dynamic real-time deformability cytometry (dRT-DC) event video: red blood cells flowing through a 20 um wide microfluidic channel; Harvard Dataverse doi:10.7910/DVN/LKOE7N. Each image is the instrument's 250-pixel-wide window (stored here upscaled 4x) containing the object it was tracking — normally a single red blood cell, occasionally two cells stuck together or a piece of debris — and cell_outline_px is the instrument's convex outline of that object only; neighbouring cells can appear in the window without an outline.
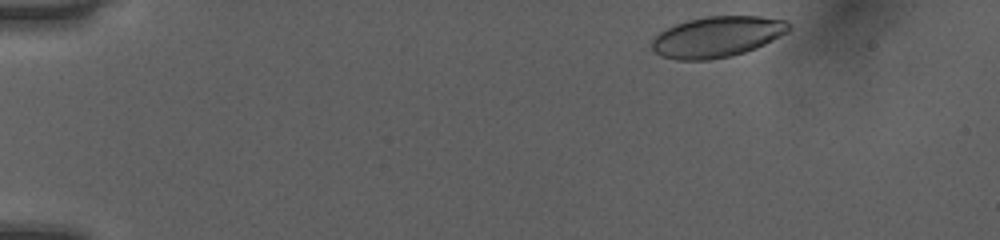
{"species": "human", "species_latin": "Homo sapiens", "temperature_condition": "room temperature", "stored_images_in_passage": 42, "camera_frame_rate_fps": 3000, "um_per_image_px": 0.085, "donor": {"sex": "female"}, "frame": {"image": 1, "passage_image": 2, "time_ms": 0.333, "image_size_px": [1000, 240], "cell_outline_px": [[792, 28], [788, 32], [756, 48], [732, 56], [708, 60], [676, 60], [660, 56], [652, 48], [652, 40], [660, 32], [676, 24], [688, 20], [708, 16], [760, 16], [784, 20], [792, 24]], "centroid_in_image_um": [60.98, 3.13], "position_along_channel_um": 24.0, "area_um2": 32.54}}
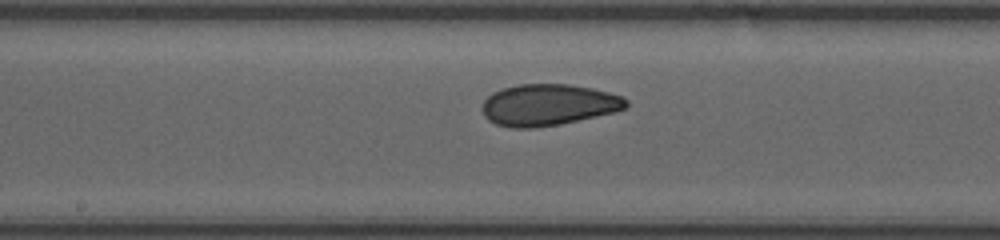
{"frame": {"image": 2, "passage_image": 23, "time_ms": 7.333, "image_size_px": [1000, 240], "cell_outline_px": [[628, 104], [624, 108], [612, 112], [560, 124], [532, 128], [512, 128], [496, 124], [488, 120], [484, 116], [480, 108], [484, 100], [492, 92], [500, 88], [520, 84], [568, 84], [592, 88], [624, 96], [628, 100]], "centroid_in_image_um": [46.55, 8.9], "position_along_channel_um": 201.6, "area_um2": 34.85}}
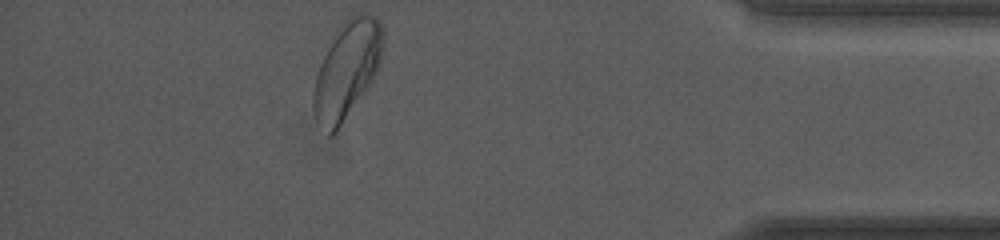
{"frame": {"image": 3, "passage_image": 41, "time_ms": 13.333, "image_size_px": [1000, 240], "cell_outline_px": [[384, 36], [380, 64], [372, 80], [336, 132], [332, 136], [328, 136], [316, 116], [312, 108], [312, 92], [316, 76], [320, 64], [336, 28], [348, 16], [356, 12], [368, 12], [376, 16], [380, 20], [384, 32]], "centroid_in_image_um": [29.5, 5.85], "position_along_channel_um": 405.7, "area_um2": 39.54}, "authors_computed_cell_mechanics": {"area_um2": 34.1309, "velocity_mm_per_s": 4.0318, "shape_relaxation_time_tau1_ms": 7.8256, "shape_relaxation_time_tau2_ms": 1.608, "deformation_change_tau1": 0.1872, "deformation_change_tau2": 0.0679}}